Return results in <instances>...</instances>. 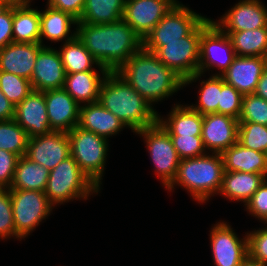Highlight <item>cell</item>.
Masks as SVG:
<instances>
[{
    "label": "cell",
    "instance_id": "484cf974",
    "mask_svg": "<svg viewBox=\"0 0 267 266\" xmlns=\"http://www.w3.org/2000/svg\"><path fill=\"white\" fill-rule=\"evenodd\" d=\"M59 54L66 74L95 71L93 64L98 65L103 76L109 72L99 64L77 36L69 41L66 40Z\"/></svg>",
    "mask_w": 267,
    "mask_h": 266
},
{
    "label": "cell",
    "instance_id": "681fc988",
    "mask_svg": "<svg viewBox=\"0 0 267 266\" xmlns=\"http://www.w3.org/2000/svg\"><path fill=\"white\" fill-rule=\"evenodd\" d=\"M1 4H16V5H24L29 4L30 0H0Z\"/></svg>",
    "mask_w": 267,
    "mask_h": 266
},
{
    "label": "cell",
    "instance_id": "277c9868",
    "mask_svg": "<svg viewBox=\"0 0 267 266\" xmlns=\"http://www.w3.org/2000/svg\"><path fill=\"white\" fill-rule=\"evenodd\" d=\"M212 154L181 159L176 177L166 189L171 191L175 184H179L199 202L219 193L225 171L223 158L221 154Z\"/></svg>",
    "mask_w": 267,
    "mask_h": 266
},
{
    "label": "cell",
    "instance_id": "74e56055",
    "mask_svg": "<svg viewBox=\"0 0 267 266\" xmlns=\"http://www.w3.org/2000/svg\"><path fill=\"white\" fill-rule=\"evenodd\" d=\"M243 95L233 86L226 83L222 77L220 102L218 103V114L231 116L239 119L241 113Z\"/></svg>",
    "mask_w": 267,
    "mask_h": 266
},
{
    "label": "cell",
    "instance_id": "8d00e7d4",
    "mask_svg": "<svg viewBox=\"0 0 267 266\" xmlns=\"http://www.w3.org/2000/svg\"><path fill=\"white\" fill-rule=\"evenodd\" d=\"M238 121L267 126V101L255 94L243 95Z\"/></svg>",
    "mask_w": 267,
    "mask_h": 266
},
{
    "label": "cell",
    "instance_id": "ba28073f",
    "mask_svg": "<svg viewBox=\"0 0 267 266\" xmlns=\"http://www.w3.org/2000/svg\"><path fill=\"white\" fill-rule=\"evenodd\" d=\"M205 18L177 3L146 35L143 48L154 53L164 42L188 36Z\"/></svg>",
    "mask_w": 267,
    "mask_h": 266
},
{
    "label": "cell",
    "instance_id": "cb8c5ba5",
    "mask_svg": "<svg viewBox=\"0 0 267 266\" xmlns=\"http://www.w3.org/2000/svg\"><path fill=\"white\" fill-rule=\"evenodd\" d=\"M265 180L264 174L224 171L219 193L231 200L246 203Z\"/></svg>",
    "mask_w": 267,
    "mask_h": 266
},
{
    "label": "cell",
    "instance_id": "f546056e",
    "mask_svg": "<svg viewBox=\"0 0 267 266\" xmlns=\"http://www.w3.org/2000/svg\"><path fill=\"white\" fill-rule=\"evenodd\" d=\"M49 170L31 161L25 155L19 157L10 189L37 190L44 192Z\"/></svg>",
    "mask_w": 267,
    "mask_h": 266
},
{
    "label": "cell",
    "instance_id": "5bb4252c",
    "mask_svg": "<svg viewBox=\"0 0 267 266\" xmlns=\"http://www.w3.org/2000/svg\"><path fill=\"white\" fill-rule=\"evenodd\" d=\"M213 260L216 266H240L248 257V237L242 241L231 226L218 222L210 235Z\"/></svg>",
    "mask_w": 267,
    "mask_h": 266
},
{
    "label": "cell",
    "instance_id": "d6a6232c",
    "mask_svg": "<svg viewBox=\"0 0 267 266\" xmlns=\"http://www.w3.org/2000/svg\"><path fill=\"white\" fill-rule=\"evenodd\" d=\"M29 137L14 120L0 121V149L22 157L26 154Z\"/></svg>",
    "mask_w": 267,
    "mask_h": 266
},
{
    "label": "cell",
    "instance_id": "ab89813d",
    "mask_svg": "<svg viewBox=\"0 0 267 266\" xmlns=\"http://www.w3.org/2000/svg\"><path fill=\"white\" fill-rule=\"evenodd\" d=\"M9 236L20 238L14 225L10 189L0 188V237L4 239Z\"/></svg>",
    "mask_w": 267,
    "mask_h": 266
},
{
    "label": "cell",
    "instance_id": "7402d4cb",
    "mask_svg": "<svg viewBox=\"0 0 267 266\" xmlns=\"http://www.w3.org/2000/svg\"><path fill=\"white\" fill-rule=\"evenodd\" d=\"M78 127L107 139L126 126L97 101L80 106Z\"/></svg>",
    "mask_w": 267,
    "mask_h": 266
},
{
    "label": "cell",
    "instance_id": "d6986e66",
    "mask_svg": "<svg viewBox=\"0 0 267 266\" xmlns=\"http://www.w3.org/2000/svg\"><path fill=\"white\" fill-rule=\"evenodd\" d=\"M267 58L259 56H236L229 68L221 75L224 81L242 95L254 94Z\"/></svg>",
    "mask_w": 267,
    "mask_h": 266
},
{
    "label": "cell",
    "instance_id": "8fae6325",
    "mask_svg": "<svg viewBox=\"0 0 267 266\" xmlns=\"http://www.w3.org/2000/svg\"><path fill=\"white\" fill-rule=\"evenodd\" d=\"M136 133L145 137L147 148L156 168L155 171L161 177L164 186L168 187L176 177L181 160L169 133L159 122L140 129Z\"/></svg>",
    "mask_w": 267,
    "mask_h": 266
},
{
    "label": "cell",
    "instance_id": "ee69618b",
    "mask_svg": "<svg viewBox=\"0 0 267 266\" xmlns=\"http://www.w3.org/2000/svg\"><path fill=\"white\" fill-rule=\"evenodd\" d=\"M13 4L0 3V49L13 42Z\"/></svg>",
    "mask_w": 267,
    "mask_h": 266
},
{
    "label": "cell",
    "instance_id": "bcb514c9",
    "mask_svg": "<svg viewBox=\"0 0 267 266\" xmlns=\"http://www.w3.org/2000/svg\"><path fill=\"white\" fill-rule=\"evenodd\" d=\"M15 105L0 90V121L14 119Z\"/></svg>",
    "mask_w": 267,
    "mask_h": 266
},
{
    "label": "cell",
    "instance_id": "f35d334b",
    "mask_svg": "<svg viewBox=\"0 0 267 266\" xmlns=\"http://www.w3.org/2000/svg\"><path fill=\"white\" fill-rule=\"evenodd\" d=\"M180 159L195 158L205 155L206 150L201 136L170 135Z\"/></svg>",
    "mask_w": 267,
    "mask_h": 266
},
{
    "label": "cell",
    "instance_id": "60d3db41",
    "mask_svg": "<svg viewBox=\"0 0 267 266\" xmlns=\"http://www.w3.org/2000/svg\"><path fill=\"white\" fill-rule=\"evenodd\" d=\"M248 237V256L267 265V228L250 232Z\"/></svg>",
    "mask_w": 267,
    "mask_h": 266
},
{
    "label": "cell",
    "instance_id": "ac0fdd59",
    "mask_svg": "<svg viewBox=\"0 0 267 266\" xmlns=\"http://www.w3.org/2000/svg\"><path fill=\"white\" fill-rule=\"evenodd\" d=\"M65 70L57 50L43 47L35 61L31 85L33 90L45 92L61 89L65 83Z\"/></svg>",
    "mask_w": 267,
    "mask_h": 266
},
{
    "label": "cell",
    "instance_id": "4fadbf2b",
    "mask_svg": "<svg viewBox=\"0 0 267 266\" xmlns=\"http://www.w3.org/2000/svg\"><path fill=\"white\" fill-rule=\"evenodd\" d=\"M176 4V0H126L123 20L144 39Z\"/></svg>",
    "mask_w": 267,
    "mask_h": 266
},
{
    "label": "cell",
    "instance_id": "603a6c76",
    "mask_svg": "<svg viewBox=\"0 0 267 266\" xmlns=\"http://www.w3.org/2000/svg\"><path fill=\"white\" fill-rule=\"evenodd\" d=\"M225 171H240L264 174L267 177V157L265 153L248 149L236 142L222 154Z\"/></svg>",
    "mask_w": 267,
    "mask_h": 266
},
{
    "label": "cell",
    "instance_id": "83f0119b",
    "mask_svg": "<svg viewBox=\"0 0 267 266\" xmlns=\"http://www.w3.org/2000/svg\"><path fill=\"white\" fill-rule=\"evenodd\" d=\"M13 4V42L40 43V11Z\"/></svg>",
    "mask_w": 267,
    "mask_h": 266
},
{
    "label": "cell",
    "instance_id": "44dd1931",
    "mask_svg": "<svg viewBox=\"0 0 267 266\" xmlns=\"http://www.w3.org/2000/svg\"><path fill=\"white\" fill-rule=\"evenodd\" d=\"M41 43L12 42L0 49V71L31 80Z\"/></svg>",
    "mask_w": 267,
    "mask_h": 266
},
{
    "label": "cell",
    "instance_id": "9a60e30c",
    "mask_svg": "<svg viewBox=\"0 0 267 266\" xmlns=\"http://www.w3.org/2000/svg\"><path fill=\"white\" fill-rule=\"evenodd\" d=\"M238 119L231 116L209 113L203 115L201 138L205 149L222 154L237 142Z\"/></svg>",
    "mask_w": 267,
    "mask_h": 266
},
{
    "label": "cell",
    "instance_id": "b9f144b4",
    "mask_svg": "<svg viewBox=\"0 0 267 266\" xmlns=\"http://www.w3.org/2000/svg\"><path fill=\"white\" fill-rule=\"evenodd\" d=\"M247 210L265 223L267 221V181L255 191L253 196L245 204Z\"/></svg>",
    "mask_w": 267,
    "mask_h": 266
},
{
    "label": "cell",
    "instance_id": "e575fe53",
    "mask_svg": "<svg viewBox=\"0 0 267 266\" xmlns=\"http://www.w3.org/2000/svg\"><path fill=\"white\" fill-rule=\"evenodd\" d=\"M237 142L248 149L265 153L267 126L253 122H239Z\"/></svg>",
    "mask_w": 267,
    "mask_h": 266
},
{
    "label": "cell",
    "instance_id": "f6af8a7d",
    "mask_svg": "<svg viewBox=\"0 0 267 266\" xmlns=\"http://www.w3.org/2000/svg\"><path fill=\"white\" fill-rule=\"evenodd\" d=\"M86 0H48V6L71 14L77 20L81 17Z\"/></svg>",
    "mask_w": 267,
    "mask_h": 266
},
{
    "label": "cell",
    "instance_id": "7bdbcfd3",
    "mask_svg": "<svg viewBox=\"0 0 267 266\" xmlns=\"http://www.w3.org/2000/svg\"><path fill=\"white\" fill-rule=\"evenodd\" d=\"M19 156L0 149V188L10 189Z\"/></svg>",
    "mask_w": 267,
    "mask_h": 266
},
{
    "label": "cell",
    "instance_id": "52a82bcc",
    "mask_svg": "<svg viewBox=\"0 0 267 266\" xmlns=\"http://www.w3.org/2000/svg\"><path fill=\"white\" fill-rule=\"evenodd\" d=\"M212 23L205 18L188 36L178 41L164 42L154 54L184 80L198 72L201 33Z\"/></svg>",
    "mask_w": 267,
    "mask_h": 266
},
{
    "label": "cell",
    "instance_id": "5b68a950",
    "mask_svg": "<svg viewBox=\"0 0 267 266\" xmlns=\"http://www.w3.org/2000/svg\"><path fill=\"white\" fill-rule=\"evenodd\" d=\"M98 191L99 189L81 171L70 155L49 171L44 193L53 205L80 197L87 199L91 192Z\"/></svg>",
    "mask_w": 267,
    "mask_h": 266
},
{
    "label": "cell",
    "instance_id": "8992f818",
    "mask_svg": "<svg viewBox=\"0 0 267 266\" xmlns=\"http://www.w3.org/2000/svg\"><path fill=\"white\" fill-rule=\"evenodd\" d=\"M70 155L81 171L99 189L107 156V139L78 126L68 133Z\"/></svg>",
    "mask_w": 267,
    "mask_h": 266
},
{
    "label": "cell",
    "instance_id": "3957f363",
    "mask_svg": "<svg viewBox=\"0 0 267 266\" xmlns=\"http://www.w3.org/2000/svg\"><path fill=\"white\" fill-rule=\"evenodd\" d=\"M98 102L125 126L137 132L158 122L157 112L139 92L116 71H109L102 82Z\"/></svg>",
    "mask_w": 267,
    "mask_h": 266
},
{
    "label": "cell",
    "instance_id": "7c38bea8",
    "mask_svg": "<svg viewBox=\"0 0 267 266\" xmlns=\"http://www.w3.org/2000/svg\"><path fill=\"white\" fill-rule=\"evenodd\" d=\"M25 156L51 171L70 156L67 132L51 131L48 134L29 137Z\"/></svg>",
    "mask_w": 267,
    "mask_h": 266
},
{
    "label": "cell",
    "instance_id": "c3c4849f",
    "mask_svg": "<svg viewBox=\"0 0 267 266\" xmlns=\"http://www.w3.org/2000/svg\"><path fill=\"white\" fill-rule=\"evenodd\" d=\"M240 266H267L261 262L252 260L249 256L242 262Z\"/></svg>",
    "mask_w": 267,
    "mask_h": 266
},
{
    "label": "cell",
    "instance_id": "2e32d148",
    "mask_svg": "<svg viewBox=\"0 0 267 266\" xmlns=\"http://www.w3.org/2000/svg\"><path fill=\"white\" fill-rule=\"evenodd\" d=\"M259 0H243L229 10L218 23L222 32H240L267 26V8ZM227 28V29H226ZM226 29V30H225Z\"/></svg>",
    "mask_w": 267,
    "mask_h": 266
},
{
    "label": "cell",
    "instance_id": "836d02e7",
    "mask_svg": "<svg viewBox=\"0 0 267 266\" xmlns=\"http://www.w3.org/2000/svg\"><path fill=\"white\" fill-rule=\"evenodd\" d=\"M222 87V76L213 75L207 81L201 82L199 105L190 107L201 115L218 113V103Z\"/></svg>",
    "mask_w": 267,
    "mask_h": 266
},
{
    "label": "cell",
    "instance_id": "ffe728a7",
    "mask_svg": "<svg viewBox=\"0 0 267 266\" xmlns=\"http://www.w3.org/2000/svg\"><path fill=\"white\" fill-rule=\"evenodd\" d=\"M52 131L69 132L78 126L80 105L63 89L44 92Z\"/></svg>",
    "mask_w": 267,
    "mask_h": 266
},
{
    "label": "cell",
    "instance_id": "9c48e42d",
    "mask_svg": "<svg viewBox=\"0 0 267 266\" xmlns=\"http://www.w3.org/2000/svg\"><path fill=\"white\" fill-rule=\"evenodd\" d=\"M16 234L26 237L52 210L46 194L37 190L10 189Z\"/></svg>",
    "mask_w": 267,
    "mask_h": 266
},
{
    "label": "cell",
    "instance_id": "7dc6e473",
    "mask_svg": "<svg viewBox=\"0 0 267 266\" xmlns=\"http://www.w3.org/2000/svg\"><path fill=\"white\" fill-rule=\"evenodd\" d=\"M254 94L267 101V66L264 68Z\"/></svg>",
    "mask_w": 267,
    "mask_h": 266
},
{
    "label": "cell",
    "instance_id": "e0dca14e",
    "mask_svg": "<svg viewBox=\"0 0 267 266\" xmlns=\"http://www.w3.org/2000/svg\"><path fill=\"white\" fill-rule=\"evenodd\" d=\"M14 120L26 131L28 137L50 133L52 130L44 92L32 90L22 102L15 106Z\"/></svg>",
    "mask_w": 267,
    "mask_h": 266
},
{
    "label": "cell",
    "instance_id": "4316f807",
    "mask_svg": "<svg viewBox=\"0 0 267 266\" xmlns=\"http://www.w3.org/2000/svg\"><path fill=\"white\" fill-rule=\"evenodd\" d=\"M172 109L168 120L164 121L158 116V122L169 135L201 136L203 115L190 106L176 104Z\"/></svg>",
    "mask_w": 267,
    "mask_h": 266
},
{
    "label": "cell",
    "instance_id": "d4e9b609",
    "mask_svg": "<svg viewBox=\"0 0 267 266\" xmlns=\"http://www.w3.org/2000/svg\"><path fill=\"white\" fill-rule=\"evenodd\" d=\"M105 76L96 71L66 74L63 89L78 103H94L99 100L100 88Z\"/></svg>",
    "mask_w": 267,
    "mask_h": 266
},
{
    "label": "cell",
    "instance_id": "30bf717a",
    "mask_svg": "<svg viewBox=\"0 0 267 266\" xmlns=\"http://www.w3.org/2000/svg\"><path fill=\"white\" fill-rule=\"evenodd\" d=\"M236 56L230 37L212 22L201 33L198 72L185 79L184 85L197 80L206 68L209 69L212 66L219 67L218 69L222 71L221 74L216 75H222L232 64Z\"/></svg>",
    "mask_w": 267,
    "mask_h": 266
},
{
    "label": "cell",
    "instance_id": "d590c367",
    "mask_svg": "<svg viewBox=\"0 0 267 266\" xmlns=\"http://www.w3.org/2000/svg\"><path fill=\"white\" fill-rule=\"evenodd\" d=\"M0 90L16 106L31 93L33 88L26 78L0 71Z\"/></svg>",
    "mask_w": 267,
    "mask_h": 266
},
{
    "label": "cell",
    "instance_id": "f1b7e54d",
    "mask_svg": "<svg viewBox=\"0 0 267 266\" xmlns=\"http://www.w3.org/2000/svg\"><path fill=\"white\" fill-rule=\"evenodd\" d=\"M71 24H77V19L71 14L54 9L50 6L44 11L40 12V43L42 45V38L45 37L51 41H61L67 37V41L76 36V31L69 36Z\"/></svg>",
    "mask_w": 267,
    "mask_h": 266
},
{
    "label": "cell",
    "instance_id": "1f68e13d",
    "mask_svg": "<svg viewBox=\"0 0 267 266\" xmlns=\"http://www.w3.org/2000/svg\"><path fill=\"white\" fill-rule=\"evenodd\" d=\"M226 33L237 56H259L267 58V26L253 30Z\"/></svg>",
    "mask_w": 267,
    "mask_h": 266
},
{
    "label": "cell",
    "instance_id": "7a4b0ae2",
    "mask_svg": "<svg viewBox=\"0 0 267 266\" xmlns=\"http://www.w3.org/2000/svg\"><path fill=\"white\" fill-rule=\"evenodd\" d=\"M116 72L151 105L185 86L181 76L143 47Z\"/></svg>",
    "mask_w": 267,
    "mask_h": 266
},
{
    "label": "cell",
    "instance_id": "6da1fadb",
    "mask_svg": "<svg viewBox=\"0 0 267 266\" xmlns=\"http://www.w3.org/2000/svg\"><path fill=\"white\" fill-rule=\"evenodd\" d=\"M76 25V36L109 71H117L143 47V39L123 19L109 24Z\"/></svg>",
    "mask_w": 267,
    "mask_h": 266
},
{
    "label": "cell",
    "instance_id": "4dcf8cb0",
    "mask_svg": "<svg viewBox=\"0 0 267 266\" xmlns=\"http://www.w3.org/2000/svg\"><path fill=\"white\" fill-rule=\"evenodd\" d=\"M126 0H86L77 22L109 24L123 19Z\"/></svg>",
    "mask_w": 267,
    "mask_h": 266
}]
</instances>
